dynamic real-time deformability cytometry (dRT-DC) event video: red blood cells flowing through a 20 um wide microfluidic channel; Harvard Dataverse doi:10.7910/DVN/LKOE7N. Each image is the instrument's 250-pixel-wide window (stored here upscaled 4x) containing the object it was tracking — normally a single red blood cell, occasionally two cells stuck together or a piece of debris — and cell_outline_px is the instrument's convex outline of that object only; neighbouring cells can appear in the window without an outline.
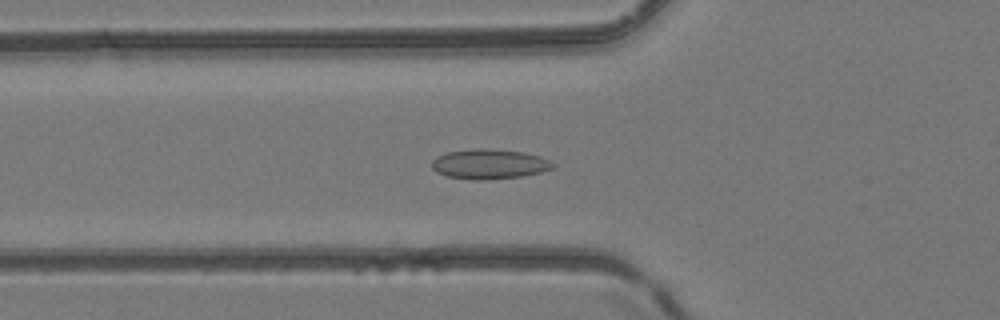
{"species": "common noctule bat (a hibernating species)", "species_latin": "Nyctalus noctula", "temperature_condition": "room temperature", "stored_images_in_passage": 47, "camera_frame_rate_fps": 3000, "um_per_image_px": 0.085, "animal": {"sex": "female", "body_mass_g": 24.6, "forearm_length_mm": 56.2}, "frame": {"image": 1, "passage_image": 17, "time_ms": 5.333, "image_size_px": [1000, 320], "cell_outline_px": [[556, 164], [552, 168], [540, 172], [520, 176], [488, 180], [476, 180], [448, 176], [436, 172], [432, 168], [432, 160], [436, 156], [448, 152], [480, 148], [484, 148], [524, 152], [540, 156]], "centroid_in_image_um": [41.58, 13.94], "position_along_channel_um": 84.2, "area_um2": 20.92}}
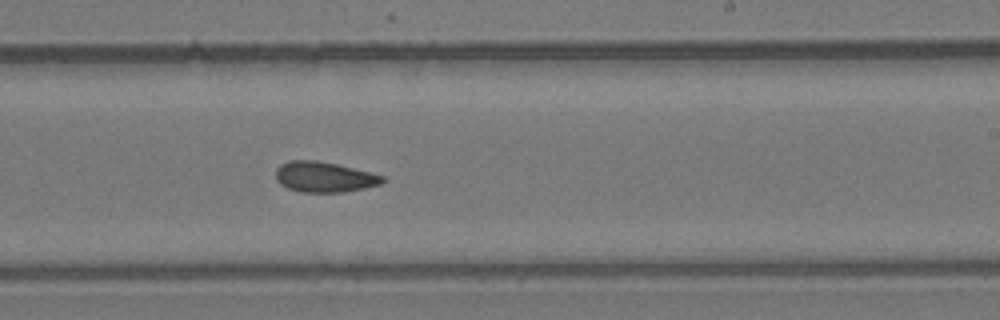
{"frame": {"image": 2, "passage_image": 29, "time_ms": 9.333, "image_size_px": [1000, 320], "cell_outline_px": [[388, 180], [380, 184], [364, 188], [344, 192], [300, 192], [288, 188], [280, 184], [276, 180], [276, 168], [280, 164], [288, 160], [316, 160], [336, 164], [384, 176]], "centroid_in_image_um": [27.54, 15.04], "position_along_channel_um": 261.5, "area_um2": 18.96}}
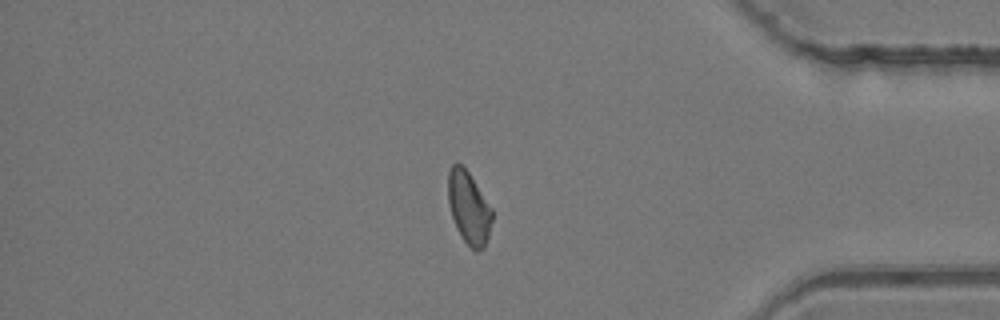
{"frame": {"image": 3, "passage_image": 40, "time_ms": 13.0, "image_size_px": [1000, 320], "cell_outline_px": [[492, 220], [488, 236], [484, 248], [476, 252], [464, 240], [456, 228], [448, 204], [448, 172], [452, 164], [460, 164], [468, 172], [492, 208]], "centroid_in_image_um": [39.84, 17.67], "position_along_channel_um": 395.4, "area_um2": 18.38}}